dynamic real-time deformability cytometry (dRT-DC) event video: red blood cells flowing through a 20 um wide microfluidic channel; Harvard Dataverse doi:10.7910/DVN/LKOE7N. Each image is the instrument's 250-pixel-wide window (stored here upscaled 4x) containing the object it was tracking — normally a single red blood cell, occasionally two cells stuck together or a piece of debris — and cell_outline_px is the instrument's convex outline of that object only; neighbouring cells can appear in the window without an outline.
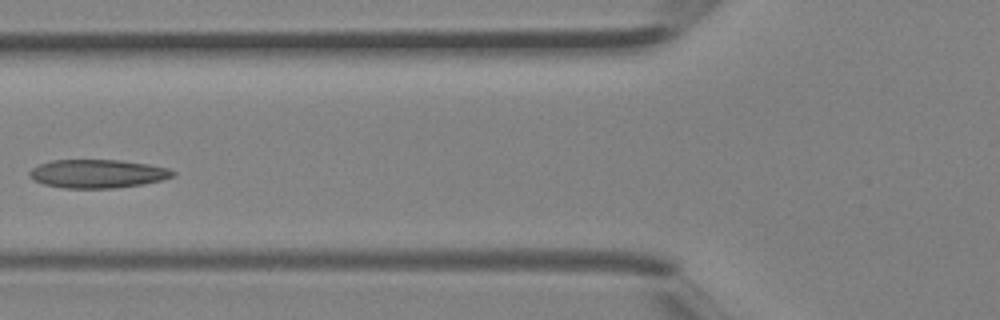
{"species": "Egyptian fruit bat (a non-hibernating species)", "species_latin": "Rousettus aegyptiacus", "temperature_condition": "room temperature", "stored_images_in_passage": 3, "camera_frame_rate_fps": 3000, "um_per_image_px": 0.085, "animal": {"sex": "female"}, "frame": {"image": 1, "passage_image": 3, "time_ms": 0.667, "image_size_px": [1000, 320], "cell_outline_px": [[176, 176], [144, 184], [112, 188], [64, 188], [44, 184], [32, 180], [28, 176], [28, 172], [32, 168], [40, 164], [52, 160], [120, 160], [148, 164], [168, 168], [176, 172]], "centroid_in_image_um": [8.28, 14.76], "position_along_channel_um": 117.5, "area_um2": 23.87}}